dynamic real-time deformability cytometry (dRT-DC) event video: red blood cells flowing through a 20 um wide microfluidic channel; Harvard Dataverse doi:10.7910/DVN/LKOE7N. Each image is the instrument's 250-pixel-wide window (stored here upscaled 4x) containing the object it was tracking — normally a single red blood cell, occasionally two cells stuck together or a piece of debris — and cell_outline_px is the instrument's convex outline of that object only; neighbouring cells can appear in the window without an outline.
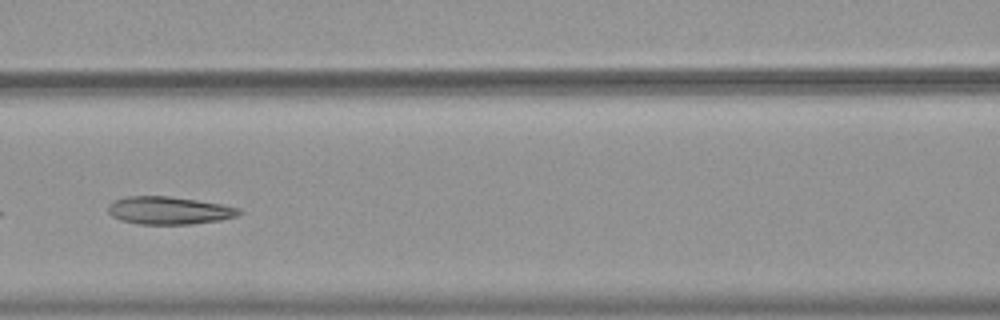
{"species": "common noctule bat (a hibernating species)", "species_latin": "Nyctalus noctula", "temperature_condition": "warm", "stored_images_in_passage": 42, "camera_frame_rate_fps": 3000, "um_per_image_px": 0.085, "animal": {"sex": "female", "body_mass_g": 19.9}, "frame": {"image": 1, "passage_image": 21, "time_ms": 6.667, "image_size_px": [1000, 320], "cell_outline_px": [[244, 212], [236, 216], [220, 220], [192, 224], [136, 224], [120, 220], [112, 216], [108, 212], [108, 204], [112, 200], [128, 196], [168, 196], [196, 200], [220, 204], [240, 208]], "centroid_in_image_um": [14.34, 17.89], "position_along_channel_um": 152.3, "area_um2": 21.27}}
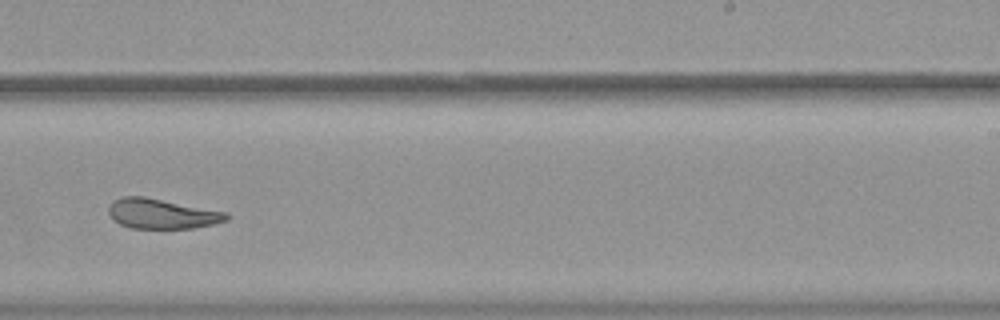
{"frame": {"image": 2, "passage_image": 31, "time_ms": 10.0, "image_size_px": [1000, 320], "cell_outline_px": [[228, 220], [212, 224], [192, 228], [132, 228], [120, 224], [112, 220], [108, 212], [108, 208], [112, 200], [120, 196], [144, 196], [228, 212]], "centroid_in_image_um": [13.72, 18.15], "position_along_channel_um": 275.3, "area_um2": 20.69}}
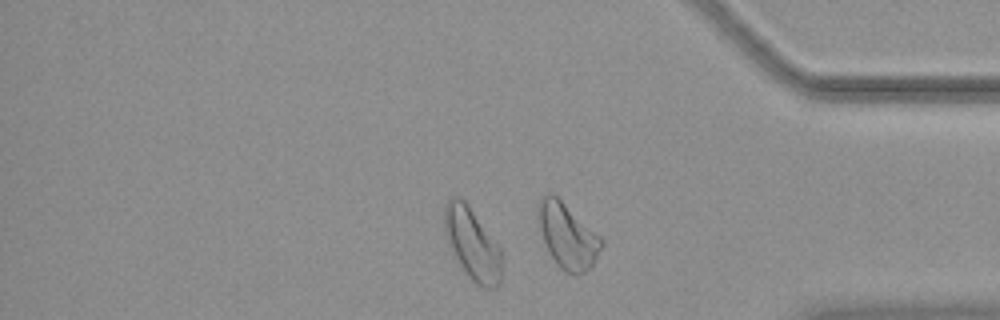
{"frame": {"image": 3, "passage_image": 41, "time_ms": 13.333, "image_size_px": [1000, 320], "cell_outline_px": [[500, 284], [496, 288], [484, 288], [476, 284], [460, 268], [452, 256], [444, 232], [444, 204], [452, 196], [460, 196], [464, 200], [500, 248]], "centroid_in_image_um": [40.08, 20.75], "position_along_channel_um": 395.1, "area_um2": 24.04}, "authors_computed_cell_mechanics": {"area_um2": 22.5998, "velocity_mm_per_s": 3.7162, "shape_relaxation_time_tau1_ms": null, "shape_relaxation_time_tau2_ms": 2.5568, "deformation_change_tau1": null, "deformation_change_tau2": 0.102}}